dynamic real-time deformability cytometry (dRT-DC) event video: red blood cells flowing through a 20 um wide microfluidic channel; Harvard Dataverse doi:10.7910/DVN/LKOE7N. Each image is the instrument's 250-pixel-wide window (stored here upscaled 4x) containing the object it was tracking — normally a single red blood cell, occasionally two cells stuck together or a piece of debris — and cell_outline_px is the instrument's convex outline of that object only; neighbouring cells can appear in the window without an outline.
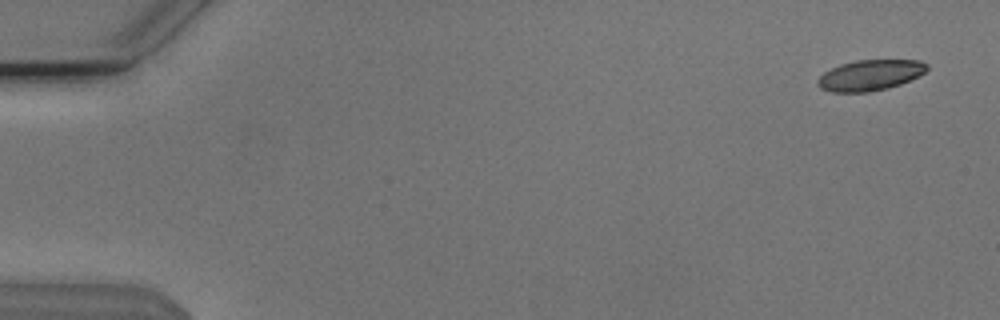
{"species": "Egyptian fruit bat (a non-hibernating species)", "species_latin": "Rousettus aegyptiacus", "temperature_condition": "cold", "stored_images_in_passage": 4, "camera_frame_rate_fps": 3000, "um_per_image_px": 0.085, "animal": {"sex": "male"}, "frame": {"image": 1, "passage_image": 1, "time_ms": 0.0, "image_size_px": [1000, 320], "cell_outline_px": [[928, 68], [924, 72], [900, 84], [888, 88], [868, 92], [832, 92], [820, 88], [816, 84], [816, 80], [824, 72], [840, 64], [856, 60], [920, 60], [928, 64]], "centroid_in_image_um": [73.92, 6.39], "position_along_channel_um": 11.1, "area_um2": 19.48}}